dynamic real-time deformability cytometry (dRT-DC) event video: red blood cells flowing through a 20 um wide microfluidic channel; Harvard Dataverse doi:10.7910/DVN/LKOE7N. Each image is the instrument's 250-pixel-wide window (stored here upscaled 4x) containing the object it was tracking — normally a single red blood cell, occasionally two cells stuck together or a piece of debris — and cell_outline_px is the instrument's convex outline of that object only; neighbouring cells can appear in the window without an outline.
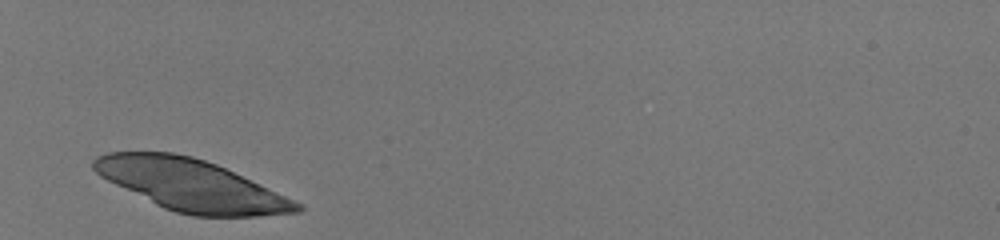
{"species": "human", "species_latin": "Homo sapiens", "temperature_condition": "room temperature", "stored_images_in_passage": 28, "camera_frame_rate_fps": 3000, "um_per_image_px": 0.085, "donor": {"sex": "male"}, "frame": {"image": 1, "passage_image": 1, "time_ms": 0.0, "image_size_px": [1000, 240], "cell_outline_px": [[304, 208], [300, 212], [260, 216], [192, 216], [176, 212], [164, 208], [100, 176], [92, 168], [92, 160], [96, 156], [108, 152], [172, 152], [192, 156], [216, 164], [304, 204]], "centroid_in_image_um": [16.27, 15.74], "position_along_channel_um": 68.7, "area_um2": 60.52}}